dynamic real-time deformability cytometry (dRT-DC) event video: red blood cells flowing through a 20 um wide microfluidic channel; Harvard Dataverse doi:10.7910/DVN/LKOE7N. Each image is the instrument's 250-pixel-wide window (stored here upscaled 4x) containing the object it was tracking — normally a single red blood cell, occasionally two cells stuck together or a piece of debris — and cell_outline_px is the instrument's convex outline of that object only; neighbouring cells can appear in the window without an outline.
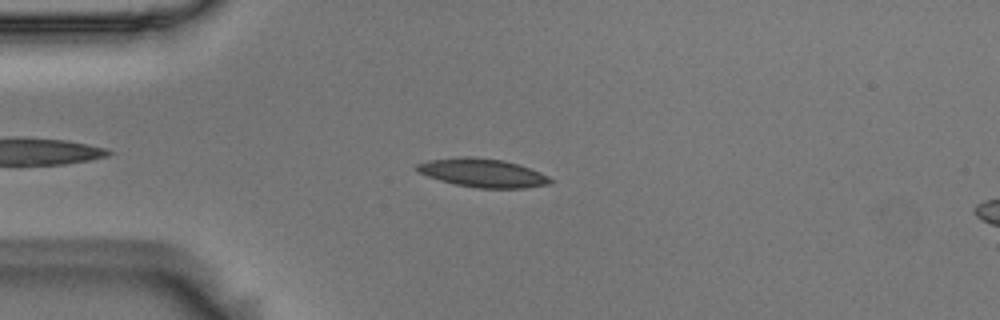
{"species": "Egyptian fruit bat (a non-hibernating species)", "species_latin": "Rousettus aegyptiacus", "temperature_condition": "room temperature", "stored_images_in_passage": 49, "camera_frame_rate_fps": 3000, "um_per_image_px": 0.085, "animal": {"sex": "male"}, "frame": {"image": 1, "passage_image": 8, "time_ms": 2.333, "image_size_px": [1000, 320], "cell_outline_px": [[556, 180], [548, 184], [524, 188], [476, 188], [456, 184], [440, 180], [416, 172], [412, 168], [416, 164], [428, 160], [460, 156], [472, 156], [504, 160], [540, 172]], "centroid_in_image_um": [40.97, 14.69], "position_along_channel_um": 44.0, "area_um2": 22.37}}
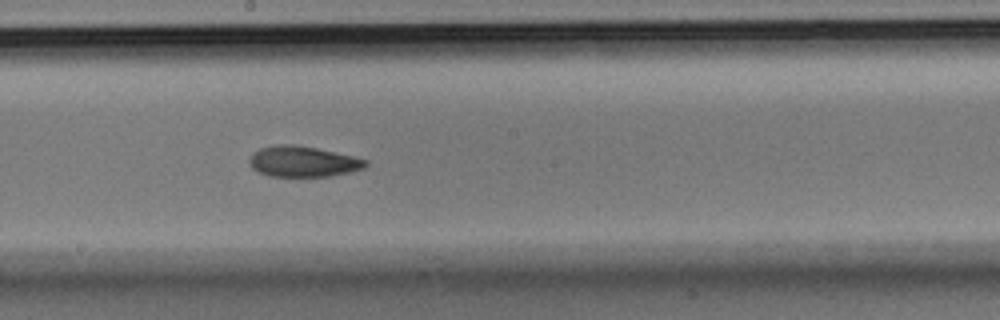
{"frame": {"image": 2, "passage_image": 24, "time_ms": 7.667, "image_size_px": [1000, 320], "cell_outline_px": [[368, 164], [364, 168], [352, 172], [328, 176], [268, 176], [252, 168], [248, 160], [252, 152], [260, 148], [276, 144], [292, 144], [316, 148], [352, 156], [368, 160]], "centroid_in_image_um": [25.74, 13.72], "position_along_channel_um": 222.5, "area_um2": 20.81}}
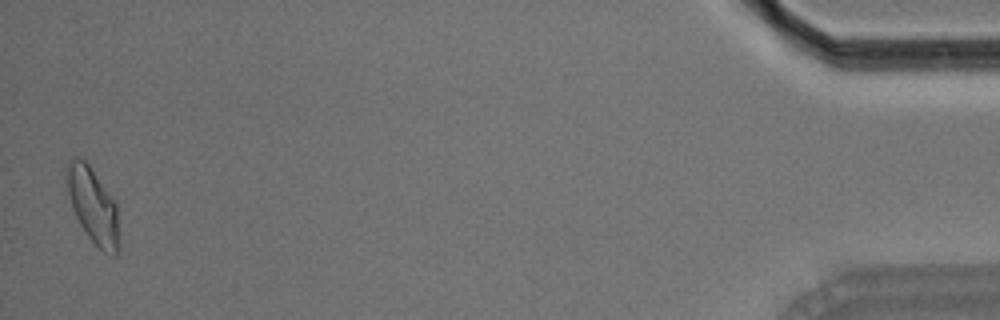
{"frame": {"image": 3, "passage_image": 48, "time_ms": 15.667, "image_size_px": [1000, 320], "cell_outline_px": [[120, 248], [116, 256], [112, 256], [104, 252], [88, 236], [80, 224], [72, 208], [68, 192], [64, 168], [64, 164], [72, 156], [80, 156], [88, 164], [108, 192], [116, 204], [120, 240]], "centroid_in_image_um": [7.89, 17.46], "position_along_channel_um": 427.3, "area_um2": 23.24}, "authors_computed_cell_mechanics": {"area_um2": 21.097, "velocity_mm_per_s": 3.6923, "shape_relaxation_time_tau1_ms": 5.4841, "shape_relaxation_time_tau2_ms": 5.9057, "deformation_change_tau1": 0.1475, "deformation_change_tau2": 0.09}}